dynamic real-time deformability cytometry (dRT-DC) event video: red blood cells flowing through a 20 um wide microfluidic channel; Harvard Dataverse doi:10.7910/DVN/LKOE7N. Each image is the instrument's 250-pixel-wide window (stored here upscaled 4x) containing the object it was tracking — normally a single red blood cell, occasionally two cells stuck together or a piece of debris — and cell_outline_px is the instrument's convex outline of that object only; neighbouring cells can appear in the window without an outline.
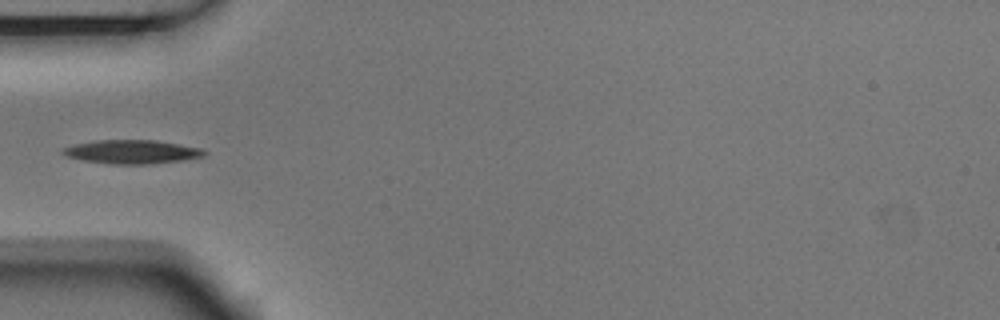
{"species": "Egyptian fruit bat (a non-hibernating species)", "species_latin": "Rousettus aegyptiacus", "temperature_condition": "room temperature", "stored_images_in_passage": 3, "camera_frame_rate_fps": 3000, "um_per_image_px": 0.085, "animal": {"sex": "male"}, "frame": {"image": 1, "passage_image": 2, "time_ms": 0.333, "image_size_px": [1000, 320], "cell_outline_px": [[208, 152], [204, 156], [184, 160], [148, 164], [112, 164], [84, 160], [64, 156], [60, 152], [64, 148], [76, 144], [96, 140], [156, 140], [180, 144], [200, 148]], "centroid_in_image_um": [11.23, 12.9], "position_along_channel_um": 73.8, "area_um2": 19.54}}
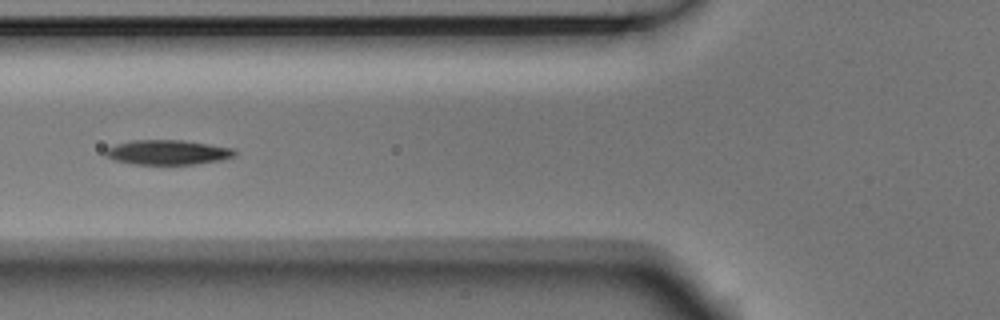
{"frame": {"image": 2, "passage_image": 3, "time_ms": 0.667, "image_size_px": [1000, 320], "cell_outline_px": [[236, 156], [224, 160], [196, 164], [132, 164], [116, 160], [104, 156], [104, 148], [116, 144], [132, 140], [184, 140], [236, 148]], "centroid_in_image_um": [14.28, 12.94], "position_along_channel_um": 111.5, "area_um2": 18.96}}